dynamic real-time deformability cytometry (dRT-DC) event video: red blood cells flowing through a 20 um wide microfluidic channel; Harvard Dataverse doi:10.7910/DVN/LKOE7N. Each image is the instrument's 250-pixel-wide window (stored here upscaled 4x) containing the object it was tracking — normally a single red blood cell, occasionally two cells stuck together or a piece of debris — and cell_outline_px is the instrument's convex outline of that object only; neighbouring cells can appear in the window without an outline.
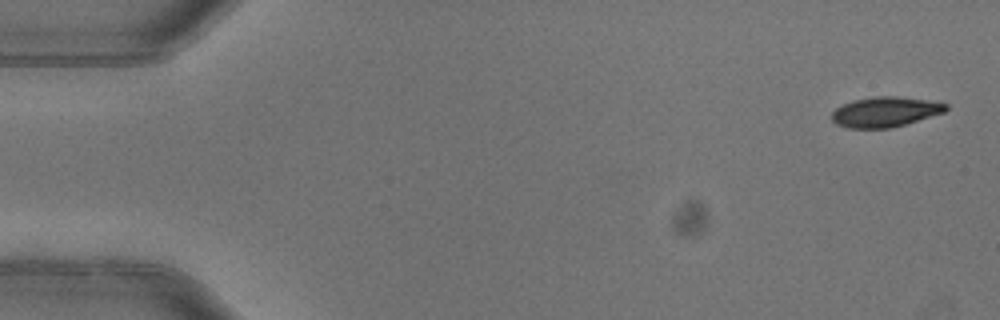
{"species": "common noctule bat (a hibernating species)", "species_latin": "Nyctalus noctula", "temperature_condition": "warm", "stored_images_in_passage": 7, "camera_frame_rate_fps": 3000, "um_per_image_px": 0.085, "animal": {"sex": "female"}, "frame": {"image": 1, "passage_image": 1, "time_ms": 0.0, "image_size_px": [1000, 320], "cell_outline_px": [[948, 108], [944, 112], [904, 124], [888, 128], [848, 128], [836, 124], [832, 120], [832, 112], [836, 108], [852, 100], [876, 96], [896, 96], [924, 100], [948, 104]], "centroid_in_image_um": [75.2, 9.51], "position_along_channel_um": 9.8, "area_um2": 19.71}}
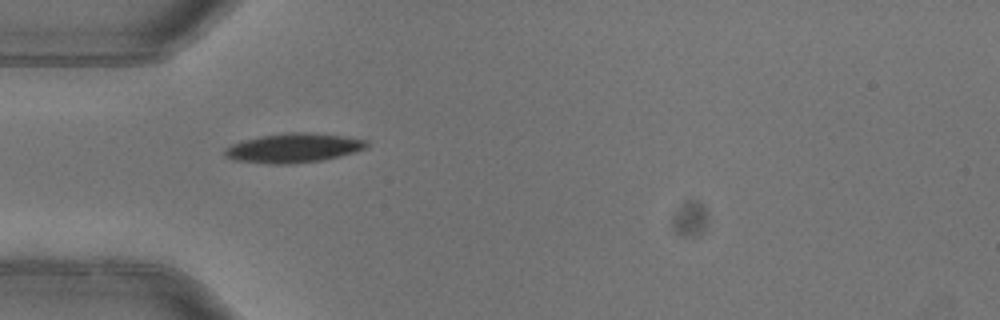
{"frame": {"image": 2, "passage_image": 5, "time_ms": 1.333, "image_size_px": [1000, 320], "cell_outline_px": [[368, 148], [356, 152], [324, 160], [292, 164], [272, 164], [236, 160], [224, 156], [224, 148], [240, 140], [260, 136], [288, 132], [304, 132], [340, 136], [368, 140]], "centroid_in_image_um": [24.94, 12.58], "position_along_channel_um": 60.1, "area_um2": 24.33}}